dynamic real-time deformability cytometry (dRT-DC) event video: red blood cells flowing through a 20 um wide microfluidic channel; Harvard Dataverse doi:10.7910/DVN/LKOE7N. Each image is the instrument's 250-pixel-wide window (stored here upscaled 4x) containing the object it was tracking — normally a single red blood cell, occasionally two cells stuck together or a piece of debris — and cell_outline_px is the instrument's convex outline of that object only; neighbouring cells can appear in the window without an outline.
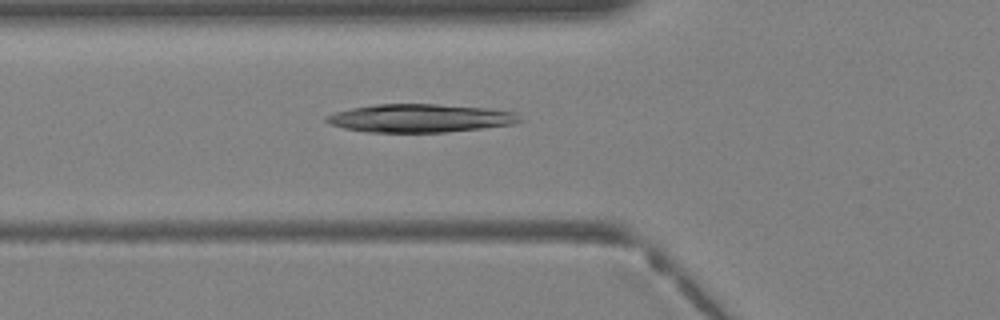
{"species": "Egyptian fruit bat (a non-hibernating species)", "species_latin": "Rousettus aegyptiacus", "temperature_condition": "warm", "stored_images_in_passage": 35, "camera_frame_rate_fps": 3000, "um_per_image_px": 0.085, "animal": {"sex": "female"}, "frame": {"image": 1, "passage_image": 11, "time_ms": 3.333, "image_size_px": [1000, 320], "cell_outline_px": [[524, 120], [516, 124], [444, 132], [368, 132], [344, 128], [332, 124], [324, 120], [328, 116], [336, 112], [352, 108], [376, 104], [436, 104], [484, 108], [516, 112]], "centroid_in_image_um": [35.76, 10.04], "position_along_channel_um": 90.0, "area_um2": 31.56}}
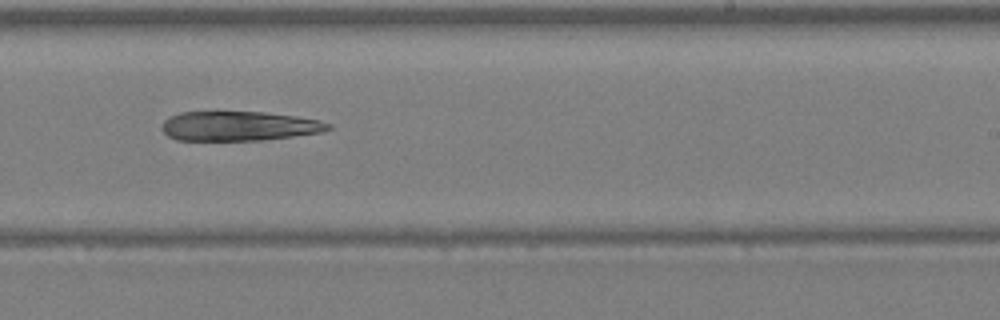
{"frame": {"image": 2, "passage_image": 21, "time_ms": 6.667, "image_size_px": [1000, 320], "cell_outline_px": [[332, 128], [320, 132], [264, 140], [176, 140], [168, 136], [160, 128], [164, 120], [168, 116], [180, 112], [264, 112], [296, 116], [320, 120], [332, 124]], "centroid_in_image_um": [20.29, 10.71], "position_along_channel_um": 268.7, "area_um2": 28.67}}
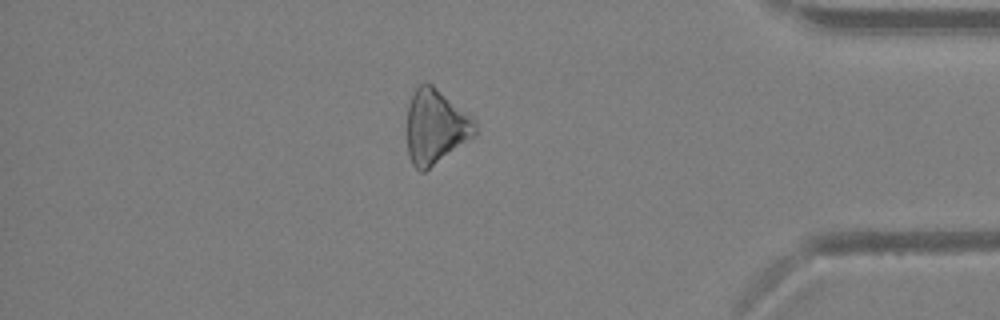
{"frame": {"image": 3, "passage_image": 30, "time_ms": 9.667, "image_size_px": [1000, 320], "cell_outline_px": [[476, 136], [424, 172], [420, 172], [412, 164], [408, 156], [408, 104], [412, 92], [420, 84], [428, 80], [472, 116], [476, 120]], "centroid_in_image_um": [37.04, 10.75], "position_along_channel_um": 398.2, "area_um2": 29.94}}